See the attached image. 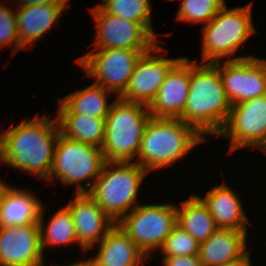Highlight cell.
<instances>
[{"label": "cell", "mask_w": 266, "mask_h": 266, "mask_svg": "<svg viewBox=\"0 0 266 266\" xmlns=\"http://www.w3.org/2000/svg\"><path fill=\"white\" fill-rule=\"evenodd\" d=\"M207 140L180 119L151 116L144 129L136 163L147 172L166 167Z\"/></svg>", "instance_id": "3957f363"}, {"label": "cell", "mask_w": 266, "mask_h": 266, "mask_svg": "<svg viewBox=\"0 0 266 266\" xmlns=\"http://www.w3.org/2000/svg\"><path fill=\"white\" fill-rule=\"evenodd\" d=\"M239 197L225 183L215 186L201 198L207 205L217 228L247 231L249 223Z\"/></svg>", "instance_id": "ffe728a7"}, {"label": "cell", "mask_w": 266, "mask_h": 266, "mask_svg": "<svg viewBox=\"0 0 266 266\" xmlns=\"http://www.w3.org/2000/svg\"><path fill=\"white\" fill-rule=\"evenodd\" d=\"M9 187L10 186L8 184H5V182L3 183L2 180H0V207L2 205L4 196L6 192L8 191Z\"/></svg>", "instance_id": "836d02e7"}, {"label": "cell", "mask_w": 266, "mask_h": 266, "mask_svg": "<svg viewBox=\"0 0 266 266\" xmlns=\"http://www.w3.org/2000/svg\"><path fill=\"white\" fill-rule=\"evenodd\" d=\"M13 45V54L21 50L19 38L17 36L16 12L0 5V49L5 45Z\"/></svg>", "instance_id": "f1b7e54d"}, {"label": "cell", "mask_w": 266, "mask_h": 266, "mask_svg": "<svg viewBox=\"0 0 266 266\" xmlns=\"http://www.w3.org/2000/svg\"><path fill=\"white\" fill-rule=\"evenodd\" d=\"M77 62L88 76L97 80L94 82L103 88L117 93L119 97L127 88L134 67L140 56L148 50L131 49H94Z\"/></svg>", "instance_id": "9c48e42d"}, {"label": "cell", "mask_w": 266, "mask_h": 266, "mask_svg": "<svg viewBox=\"0 0 266 266\" xmlns=\"http://www.w3.org/2000/svg\"><path fill=\"white\" fill-rule=\"evenodd\" d=\"M151 117L148 106L117 99L105 119L101 147L105 162H132L138 156L145 126Z\"/></svg>", "instance_id": "277c9868"}, {"label": "cell", "mask_w": 266, "mask_h": 266, "mask_svg": "<svg viewBox=\"0 0 266 266\" xmlns=\"http://www.w3.org/2000/svg\"><path fill=\"white\" fill-rule=\"evenodd\" d=\"M99 244L95 256L97 266H143V259L148 257L118 224L106 233Z\"/></svg>", "instance_id": "ac0fdd59"}, {"label": "cell", "mask_w": 266, "mask_h": 266, "mask_svg": "<svg viewBox=\"0 0 266 266\" xmlns=\"http://www.w3.org/2000/svg\"><path fill=\"white\" fill-rule=\"evenodd\" d=\"M20 5L18 7L47 5L51 3H67L69 0H18Z\"/></svg>", "instance_id": "4dcf8cb0"}, {"label": "cell", "mask_w": 266, "mask_h": 266, "mask_svg": "<svg viewBox=\"0 0 266 266\" xmlns=\"http://www.w3.org/2000/svg\"><path fill=\"white\" fill-rule=\"evenodd\" d=\"M200 244L186 231L176 225L160 247L165 257L199 255Z\"/></svg>", "instance_id": "83f0119b"}, {"label": "cell", "mask_w": 266, "mask_h": 266, "mask_svg": "<svg viewBox=\"0 0 266 266\" xmlns=\"http://www.w3.org/2000/svg\"><path fill=\"white\" fill-rule=\"evenodd\" d=\"M110 90L93 83L88 87L59 99L58 114H84L88 117L106 119L111 105L107 94Z\"/></svg>", "instance_id": "7402d4cb"}, {"label": "cell", "mask_w": 266, "mask_h": 266, "mask_svg": "<svg viewBox=\"0 0 266 266\" xmlns=\"http://www.w3.org/2000/svg\"><path fill=\"white\" fill-rule=\"evenodd\" d=\"M251 5L228 10L226 5L202 28V62L215 63L234 56L243 42L256 32Z\"/></svg>", "instance_id": "8992f818"}, {"label": "cell", "mask_w": 266, "mask_h": 266, "mask_svg": "<svg viewBox=\"0 0 266 266\" xmlns=\"http://www.w3.org/2000/svg\"><path fill=\"white\" fill-rule=\"evenodd\" d=\"M104 163L105 158L100 147L70 139L60 133L48 180L58 178L65 185L76 183L77 193H88L99 177ZM91 178L93 181H89L84 187L80 184Z\"/></svg>", "instance_id": "52a82bcc"}, {"label": "cell", "mask_w": 266, "mask_h": 266, "mask_svg": "<svg viewBox=\"0 0 266 266\" xmlns=\"http://www.w3.org/2000/svg\"><path fill=\"white\" fill-rule=\"evenodd\" d=\"M225 5L224 0H182L176 20L209 23Z\"/></svg>", "instance_id": "4316f807"}, {"label": "cell", "mask_w": 266, "mask_h": 266, "mask_svg": "<svg viewBox=\"0 0 266 266\" xmlns=\"http://www.w3.org/2000/svg\"><path fill=\"white\" fill-rule=\"evenodd\" d=\"M164 266H203L199 255L164 257Z\"/></svg>", "instance_id": "f546056e"}, {"label": "cell", "mask_w": 266, "mask_h": 266, "mask_svg": "<svg viewBox=\"0 0 266 266\" xmlns=\"http://www.w3.org/2000/svg\"><path fill=\"white\" fill-rule=\"evenodd\" d=\"M117 224L146 256L160 248L177 225L176 206L138 205Z\"/></svg>", "instance_id": "ba28073f"}, {"label": "cell", "mask_w": 266, "mask_h": 266, "mask_svg": "<svg viewBox=\"0 0 266 266\" xmlns=\"http://www.w3.org/2000/svg\"><path fill=\"white\" fill-rule=\"evenodd\" d=\"M219 70L231 106L266 95V60L252 55L213 63Z\"/></svg>", "instance_id": "30bf717a"}, {"label": "cell", "mask_w": 266, "mask_h": 266, "mask_svg": "<svg viewBox=\"0 0 266 266\" xmlns=\"http://www.w3.org/2000/svg\"><path fill=\"white\" fill-rule=\"evenodd\" d=\"M60 133L70 139L102 147L105 138V119L84 114H57Z\"/></svg>", "instance_id": "cb8c5ba5"}, {"label": "cell", "mask_w": 266, "mask_h": 266, "mask_svg": "<svg viewBox=\"0 0 266 266\" xmlns=\"http://www.w3.org/2000/svg\"><path fill=\"white\" fill-rule=\"evenodd\" d=\"M67 3H51L18 7L16 10L17 36L22 47L32 42L49 30L57 22Z\"/></svg>", "instance_id": "d6986e66"}, {"label": "cell", "mask_w": 266, "mask_h": 266, "mask_svg": "<svg viewBox=\"0 0 266 266\" xmlns=\"http://www.w3.org/2000/svg\"><path fill=\"white\" fill-rule=\"evenodd\" d=\"M91 12L97 22L95 49L149 50L157 44L141 24L108 14L100 4Z\"/></svg>", "instance_id": "7c38bea8"}, {"label": "cell", "mask_w": 266, "mask_h": 266, "mask_svg": "<svg viewBox=\"0 0 266 266\" xmlns=\"http://www.w3.org/2000/svg\"><path fill=\"white\" fill-rule=\"evenodd\" d=\"M42 206L39 199L30 191L10 186L0 207V226L38 224Z\"/></svg>", "instance_id": "44dd1931"}, {"label": "cell", "mask_w": 266, "mask_h": 266, "mask_svg": "<svg viewBox=\"0 0 266 266\" xmlns=\"http://www.w3.org/2000/svg\"><path fill=\"white\" fill-rule=\"evenodd\" d=\"M68 266H97V261L93 257L92 259L84 260L78 263L76 262L73 264H69Z\"/></svg>", "instance_id": "d6a6232c"}, {"label": "cell", "mask_w": 266, "mask_h": 266, "mask_svg": "<svg viewBox=\"0 0 266 266\" xmlns=\"http://www.w3.org/2000/svg\"><path fill=\"white\" fill-rule=\"evenodd\" d=\"M177 225L188 232L199 244L207 240L218 228L207 205L199 196H191L176 206Z\"/></svg>", "instance_id": "603a6c76"}, {"label": "cell", "mask_w": 266, "mask_h": 266, "mask_svg": "<svg viewBox=\"0 0 266 266\" xmlns=\"http://www.w3.org/2000/svg\"><path fill=\"white\" fill-rule=\"evenodd\" d=\"M0 266H44L38 224L0 226Z\"/></svg>", "instance_id": "5bb4252c"}, {"label": "cell", "mask_w": 266, "mask_h": 266, "mask_svg": "<svg viewBox=\"0 0 266 266\" xmlns=\"http://www.w3.org/2000/svg\"><path fill=\"white\" fill-rule=\"evenodd\" d=\"M100 6L108 14L141 24L157 39L151 25L150 0H103Z\"/></svg>", "instance_id": "484cf974"}, {"label": "cell", "mask_w": 266, "mask_h": 266, "mask_svg": "<svg viewBox=\"0 0 266 266\" xmlns=\"http://www.w3.org/2000/svg\"><path fill=\"white\" fill-rule=\"evenodd\" d=\"M231 105L218 68L213 63L191 61L190 87L186 106L179 118L202 134H218L223 129Z\"/></svg>", "instance_id": "7a4b0ae2"}, {"label": "cell", "mask_w": 266, "mask_h": 266, "mask_svg": "<svg viewBox=\"0 0 266 266\" xmlns=\"http://www.w3.org/2000/svg\"><path fill=\"white\" fill-rule=\"evenodd\" d=\"M218 135L231 139L230 151L251 146L266 152V95L231 106Z\"/></svg>", "instance_id": "8fae6325"}, {"label": "cell", "mask_w": 266, "mask_h": 266, "mask_svg": "<svg viewBox=\"0 0 266 266\" xmlns=\"http://www.w3.org/2000/svg\"><path fill=\"white\" fill-rule=\"evenodd\" d=\"M250 253H248L243 259H240L238 261H234L231 263H227L221 266H251V260L249 258Z\"/></svg>", "instance_id": "1f68e13d"}, {"label": "cell", "mask_w": 266, "mask_h": 266, "mask_svg": "<svg viewBox=\"0 0 266 266\" xmlns=\"http://www.w3.org/2000/svg\"><path fill=\"white\" fill-rule=\"evenodd\" d=\"M43 213L44 207L42 206L38 222L42 251L45 246L48 245H66L69 243L71 244V242H77V244H79L77 241L72 214L66 206L54 214V216L50 219L46 230L43 228ZM44 231H46L45 235Z\"/></svg>", "instance_id": "d4e9b609"}, {"label": "cell", "mask_w": 266, "mask_h": 266, "mask_svg": "<svg viewBox=\"0 0 266 266\" xmlns=\"http://www.w3.org/2000/svg\"><path fill=\"white\" fill-rule=\"evenodd\" d=\"M166 50L156 44L137 60L133 74L125 91L119 96L128 102L149 106L157 95L167 73L181 58H165L152 55L153 52Z\"/></svg>", "instance_id": "4fadbf2b"}, {"label": "cell", "mask_w": 266, "mask_h": 266, "mask_svg": "<svg viewBox=\"0 0 266 266\" xmlns=\"http://www.w3.org/2000/svg\"><path fill=\"white\" fill-rule=\"evenodd\" d=\"M182 57L167 73L156 97L148 106L152 117L179 119L185 109L190 87L191 62Z\"/></svg>", "instance_id": "9a60e30c"}, {"label": "cell", "mask_w": 266, "mask_h": 266, "mask_svg": "<svg viewBox=\"0 0 266 266\" xmlns=\"http://www.w3.org/2000/svg\"><path fill=\"white\" fill-rule=\"evenodd\" d=\"M247 231L218 228L200 243L199 258L203 266H221L243 259L246 251Z\"/></svg>", "instance_id": "e0dca14e"}, {"label": "cell", "mask_w": 266, "mask_h": 266, "mask_svg": "<svg viewBox=\"0 0 266 266\" xmlns=\"http://www.w3.org/2000/svg\"><path fill=\"white\" fill-rule=\"evenodd\" d=\"M59 134L56 118L41 116L31 121L24 120L0 134V160L14 169L47 180Z\"/></svg>", "instance_id": "6da1fadb"}, {"label": "cell", "mask_w": 266, "mask_h": 266, "mask_svg": "<svg viewBox=\"0 0 266 266\" xmlns=\"http://www.w3.org/2000/svg\"><path fill=\"white\" fill-rule=\"evenodd\" d=\"M146 173L136 162H105L88 194L117 224L129 209L138 206L134 203Z\"/></svg>", "instance_id": "5b68a950"}, {"label": "cell", "mask_w": 266, "mask_h": 266, "mask_svg": "<svg viewBox=\"0 0 266 266\" xmlns=\"http://www.w3.org/2000/svg\"><path fill=\"white\" fill-rule=\"evenodd\" d=\"M66 207L72 214L77 241L87 251L115 225L88 193H77Z\"/></svg>", "instance_id": "2e32d148"}]
</instances>
